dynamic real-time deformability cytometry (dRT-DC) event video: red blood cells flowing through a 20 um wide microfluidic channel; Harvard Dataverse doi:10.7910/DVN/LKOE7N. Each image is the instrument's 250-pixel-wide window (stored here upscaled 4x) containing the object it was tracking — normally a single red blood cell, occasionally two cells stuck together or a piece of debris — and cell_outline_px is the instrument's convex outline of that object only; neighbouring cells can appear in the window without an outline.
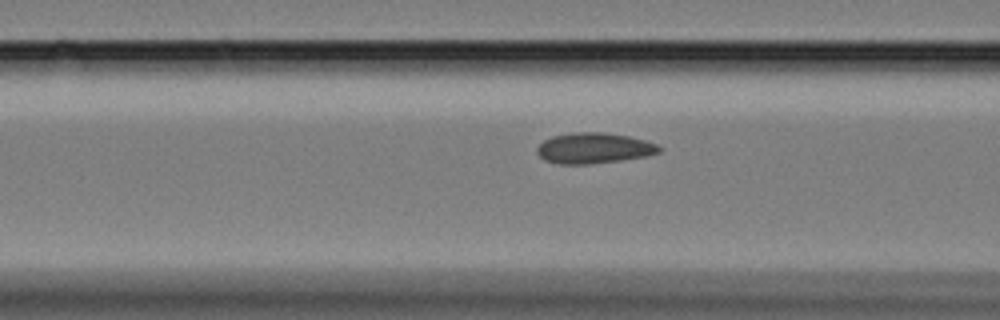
{"species": "Egyptian fruit bat (a non-hibernating species)", "species_latin": "Rousettus aegyptiacus", "temperature_condition": "cold", "stored_images_in_passage": 20, "camera_frame_rate_fps": 3000, "um_per_image_px": 0.085, "animal": {"sex": "female"}, "frame": {"image": 1, "passage_image": 17, "time_ms": 5.333, "image_size_px": [1000, 320], "cell_outline_px": [[664, 148], [660, 152], [644, 156], [620, 160], [588, 164], [560, 164], [544, 160], [536, 152], [536, 148], [544, 140], [552, 136], [572, 132], [604, 132], [628, 136], [644, 140], [656, 144]], "centroid_in_image_um": [50.46, 12.58], "position_along_channel_um": 116.1, "area_um2": 21.79}}